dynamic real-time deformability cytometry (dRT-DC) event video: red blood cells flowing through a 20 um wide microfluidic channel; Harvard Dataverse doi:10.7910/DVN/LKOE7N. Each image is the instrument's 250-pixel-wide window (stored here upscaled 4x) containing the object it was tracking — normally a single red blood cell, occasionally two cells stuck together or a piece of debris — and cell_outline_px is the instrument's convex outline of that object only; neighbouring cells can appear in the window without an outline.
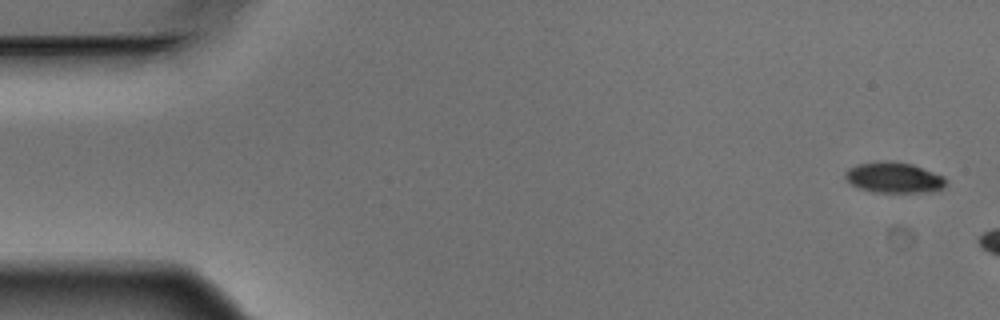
{"species": "Egyptian fruit bat (a non-hibernating species)", "species_latin": "Rousettus aegyptiacus", "temperature_condition": "warm", "stored_images_in_passage": 12, "camera_frame_rate_fps": 3000, "um_per_image_px": 0.085, "animal": {"sex": "male"}, "frame": {"image": 1, "passage_image": 1, "time_ms": 0.0, "image_size_px": [1000, 320], "cell_outline_px": [[948, 184], [944, 188], [928, 192], [872, 192], [860, 188], [852, 184], [844, 176], [844, 172], [848, 168], [856, 164], [880, 160], [888, 160], [912, 164], [944, 176], [948, 180]], "centroid_in_image_um": [76.0, 15.08], "position_along_channel_um": 9.0, "area_um2": 18.26}}
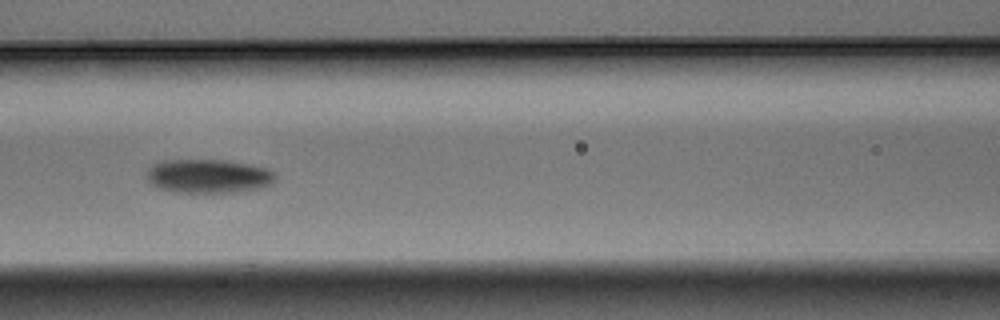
{"frame": {"image": 2, "passage_image": 8, "time_ms": 2.333, "image_size_px": [1000, 320], "cell_outline_px": [[276, 180], [272, 184], [260, 188], [240, 192], [172, 192], [160, 188], [152, 184], [148, 180], [148, 168], [152, 164], [164, 160], [228, 160], [252, 164], [268, 168], [276, 172]], "centroid_in_image_um": [17.78, 14.96], "position_along_channel_um": 148.8, "area_um2": 25.72}}
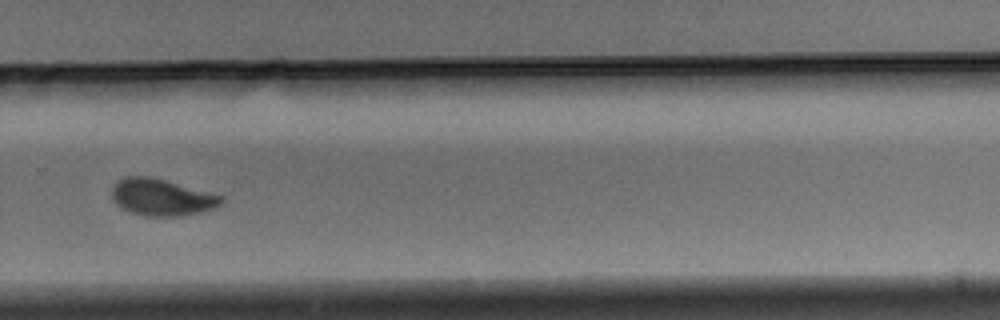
{"frame": {"image": 3, "passage_image": 12, "time_ms": 3.667, "image_size_px": [1000, 320], "cell_outline_px": [[224, 204], [216, 208], [200, 212], [180, 216], [144, 216], [128, 212], [120, 208], [112, 200], [112, 188], [120, 180], [128, 176], [148, 176], [164, 180], [224, 196]], "centroid_in_image_um": [13.76, 16.79], "position_along_channel_um": 316.0, "area_um2": 23.52}}